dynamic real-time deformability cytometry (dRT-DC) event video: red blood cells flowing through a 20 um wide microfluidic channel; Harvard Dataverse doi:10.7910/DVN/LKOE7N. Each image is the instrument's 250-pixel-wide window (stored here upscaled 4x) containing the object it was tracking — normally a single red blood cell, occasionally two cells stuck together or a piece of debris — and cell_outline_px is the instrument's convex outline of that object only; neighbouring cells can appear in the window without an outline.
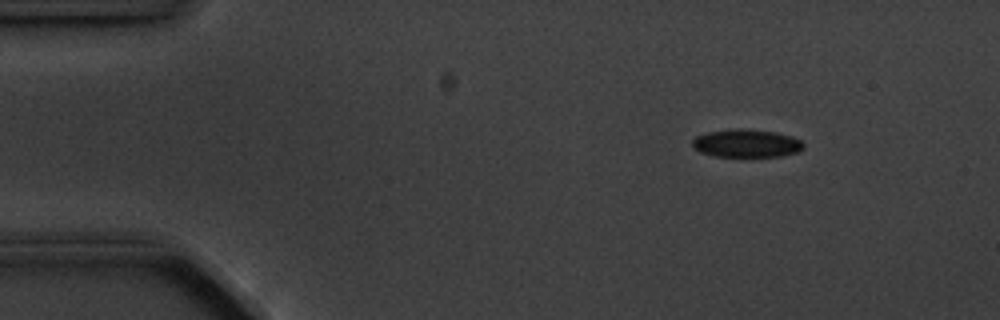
{"species": "common noctule bat (a hibernating species)", "species_latin": "Nyctalus noctula", "temperature_condition": "cold", "stored_images_in_passage": 9, "camera_frame_rate_fps": 3000, "um_per_image_px": 0.085, "animal": {"sex": "male", "body_mass_g": 20.1, "forearm_length_mm": 53.5}, "frame": {"image": 1, "passage_image": 1, "time_ms": 0.0, "image_size_px": [1000, 320], "cell_outline_px": [[804, 148], [796, 152], [780, 156], [716, 156], [700, 152], [692, 144], [692, 140], [696, 136], [708, 132], [736, 128], [740, 128], [776, 132], [792, 136], [800, 140], [804, 144]], "centroid_in_image_um": [63.46, 12.17], "position_along_channel_um": 21.5, "area_um2": 17.98}}
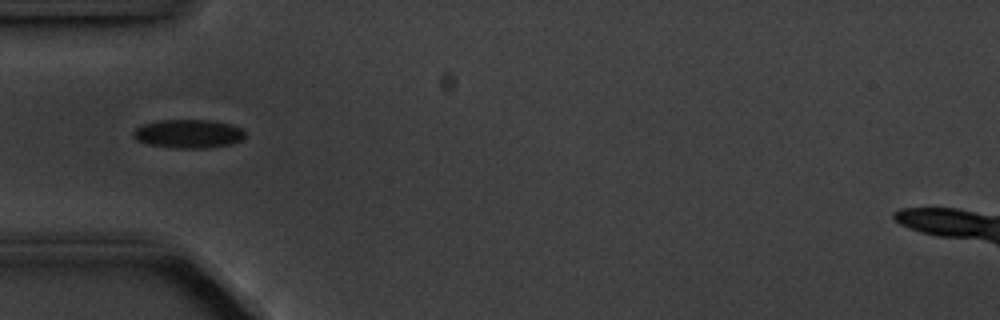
{"frame": {"image": 2, "passage_image": 4, "time_ms": 3.333, "image_size_px": [1000, 320], "cell_outline_px": [[244, 140], [232, 144], [208, 148], [176, 148], [148, 144], [136, 140], [132, 136], [132, 132], [140, 124], [156, 120], [212, 120], [232, 124], [240, 128], [244, 132]], "centroid_in_image_um": [16.0, 11.36], "position_along_channel_um": 69.0, "area_um2": 18.96}}